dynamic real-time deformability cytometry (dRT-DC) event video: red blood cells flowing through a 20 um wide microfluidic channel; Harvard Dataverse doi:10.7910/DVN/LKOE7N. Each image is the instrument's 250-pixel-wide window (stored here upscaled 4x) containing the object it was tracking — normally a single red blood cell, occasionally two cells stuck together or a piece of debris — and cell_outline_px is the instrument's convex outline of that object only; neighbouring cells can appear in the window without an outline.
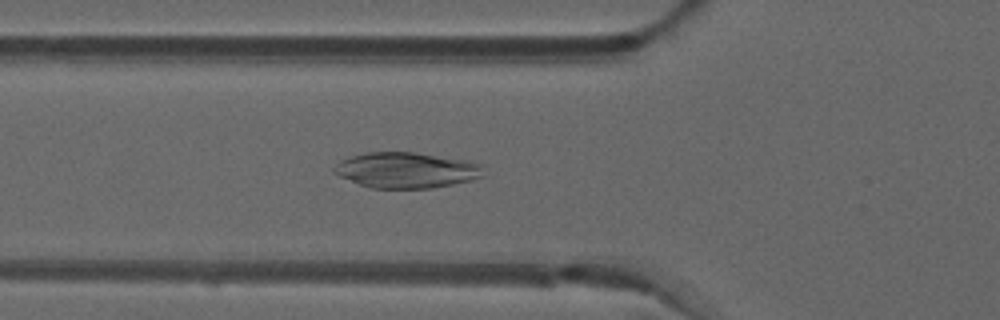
{"species": "common noctule bat (a hibernating species)", "species_latin": "Nyctalus noctula", "temperature_condition": "warm", "stored_images_in_passage": 44, "camera_frame_rate_fps": 3000, "um_per_image_px": 0.085, "animal": {"sex": "male", "forearm_length_mm": 52.5}, "frame": {"image": 1, "passage_image": 17, "time_ms": 5.333, "image_size_px": [1000, 320], "cell_outline_px": [[484, 176], [472, 180], [432, 188], [372, 188], [360, 184], [340, 176], [332, 172], [332, 168], [340, 160], [348, 156], [368, 152], [416, 152], [468, 160], [480, 164]], "centroid_in_image_um": [34.52, 14.45], "position_along_channel_um": 91.3, "area_um2": 31.15}}
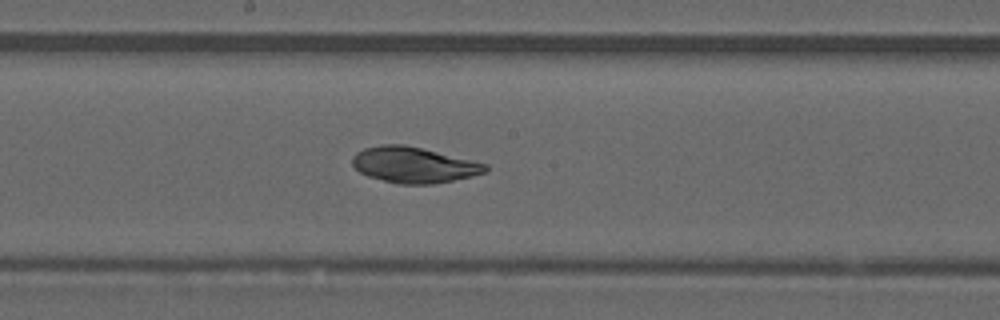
{"frame": {"image": 2, "passage_image": 26, "time_ms": 8.333, "image_size_px": [1000, 320], "cell_outline_px": [[488, 172], [472, 176], [432, 184], [400, 184], [368, 176], [360, 172], [352, 164], [352, 156], [356, 152], [364, 148], [384, 144], [404, 144], [488, 164]], "centroid_in_image_um": [35.17, 14.01], "position_along_channel_um": 213.0, "area_um2": 27.57}}
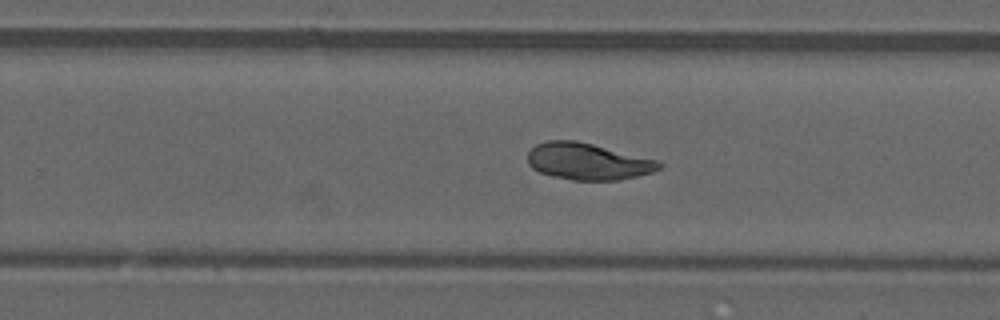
{"frame": {"image": 3, "passage_image": 31, "time_ms": 10.0, "image_size_px": [1000, 320], "cell_outline_px": [[664, 164], [660, 168], [652, 172], [636, 176], [616, 180], [572, 180], [552, 176], [540, 172], [532, 168], [528, 164], [528, 152], [536, 144], [544, 140], [576, 140], [660, 160]], "centroid_in_image_um": [49.97, 13.71], "position_along_channel_um": 279.8, "area_um2": 28.26}, "authors_computed_cell_mechanics": {"area_um2": 28.9867, "velocity_mm_per_s": 4.0352, "shape_relaxation_time_tau1_ms": null, "shape_relaxation_time_tau2_ms": 10.1874, "deformation_change_tau1": null, "deformation_change_tau2": 0.1116}}